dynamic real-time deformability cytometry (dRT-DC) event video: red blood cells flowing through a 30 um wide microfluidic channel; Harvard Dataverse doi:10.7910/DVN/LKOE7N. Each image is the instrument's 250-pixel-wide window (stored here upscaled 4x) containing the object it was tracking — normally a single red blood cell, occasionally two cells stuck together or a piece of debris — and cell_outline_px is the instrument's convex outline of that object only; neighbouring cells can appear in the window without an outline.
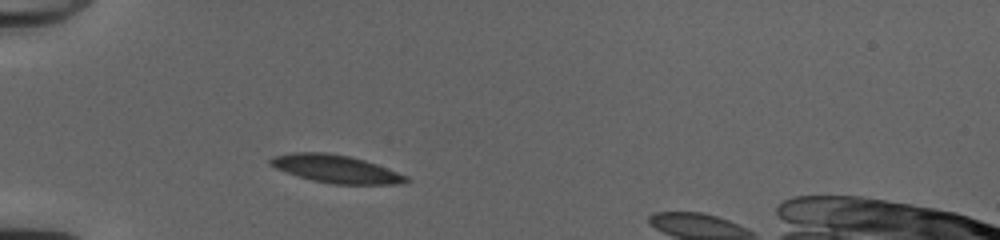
{"species": "common noctule bat (a hibernating species)", "species_latin": "Nyctalus noctula", "temperature_condition": "cold", "stored_images_in_passage": 32, "camera_frame_rate_fps": 3000, "um_per_image_px": 0.085, "animal": {"sex": "female", "body_mass_g": 20.0, "forearm_length_mm": 54.0}, "frame": {"image": 1, "passage_image": 5, "time_ms": 1.333, "image_size_px": [1000, 240], "cell_outline_px": [[412, 180], [400, 184], [332, 184], [312, 180], [276, 168], [268, 164], [268, 160], [272, 156], [292, 152], [324, 152], [348, 156], [364, 160], [376, 164], [408, 176]], "centroid_in_image_um": [28.55, 14.35], "position_along_channel_um": 56.5, "area_um2": 21.91}}
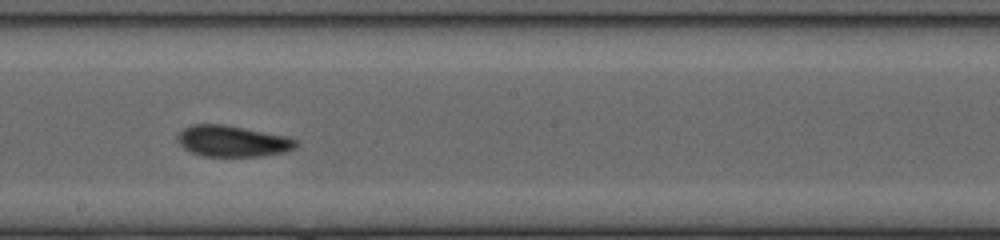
{"frame": {"image": 2, "passage_image": 19, "time_ms": 6.0, "image_size_px": [1000, 240], "cell_outline_px": [[296, 148], [284, 152], [260, 156], [204, 156], [192, 152], [184, 148], [176, 140], [176, 136], [184, 128], [192, 124], [224, 124], [284, 136], [296, 140]], "centroid_in_image_um": [19.72, 11.99], "position_along_channel_um": 228.5, "area_um2": 21.27}}
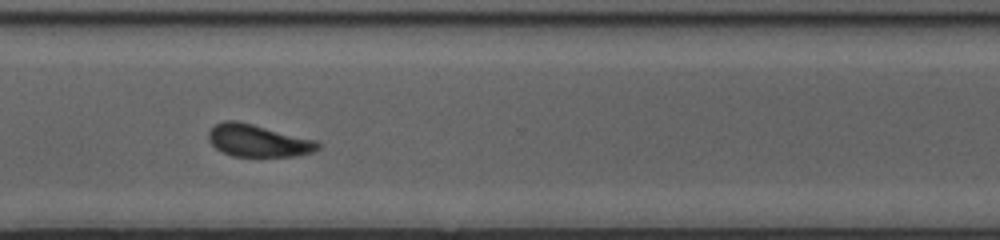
{"frame": {"image": 3, "passage_image": 28, "time_ms": 9.0, "image_size_px": [1000, 240], "cell_outline_px": [[320, 148], [312, 152], [296, 156], [232, 156], [216, 148], [208, 140], [208, 132], [216, 124], [224, 120], [236, 120], [316, 140], [320, 144]], "centroid_in_image_um": [21.93, 11.95], "position_along_channel_um": 348.7, "area_um2": 20.4}, "authors_computed_cell_mechanics": {"area_um2": 21.2704, "velocity_mm_per_s": 4.0173, "shape_relaxation_time_tau1_ms": 3.7242, "shape_relaxation_time_tau2_ms": 2.7921, "deformation_change_tau1": 0.1142, "deformation_change_tau2": 0.0757}}